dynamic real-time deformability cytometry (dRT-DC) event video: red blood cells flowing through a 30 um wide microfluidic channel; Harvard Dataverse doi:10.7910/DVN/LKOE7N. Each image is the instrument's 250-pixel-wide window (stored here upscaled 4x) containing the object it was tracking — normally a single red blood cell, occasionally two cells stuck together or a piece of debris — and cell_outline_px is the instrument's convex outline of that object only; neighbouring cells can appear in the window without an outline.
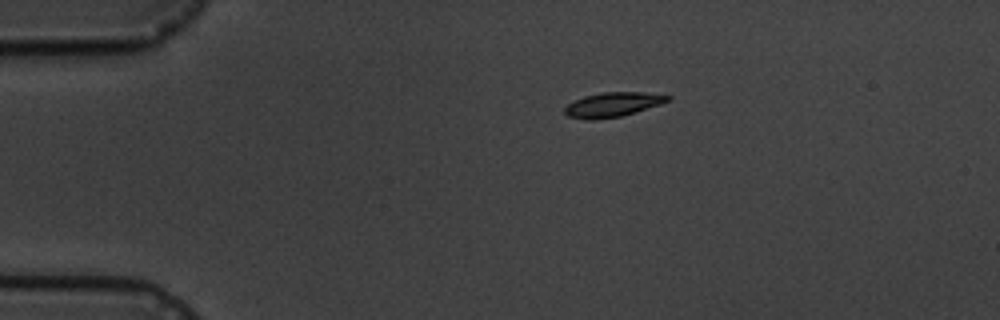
{"species": "common noctule bat (a hibernating species)", "species_latin": "Nyctalus noctula", "temperature_condition": "cold", "stored_images_in_passage": 6, "camera_frame_rate_fps": 3000, "um_per_image_px": 0.085, "animal": {"sex": "male", "body_mass_g": 19.5, "forearm_length_mm": 54.6}, "frame": {"image": 1, "passage_image": 1, "time_ms": 0.0, "image_size_px": [1000, 320], "cell_outline_px": [[672, 100], [636, 112], [620, 116], [592, 120], [588, 120], [568, 116], [564, 112], [564, 108], [568, 104], [584, 96], [600, 92], [640, 92], [672, 96]], "centroid_in_image_um": [52.09, 8.88], "position_along_channel_um": 32.9, "area_um2": 14.62}}
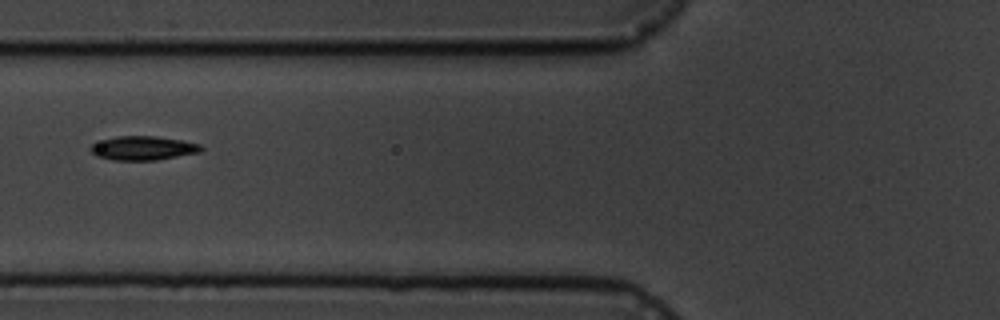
{"frame": {"image": 2, "passage_image": 4, "time_ms": 3.667, "image_size_px": [1000, 320], "cell_outline_px": [[204, 148], [200, 152], [156, 160], [112, 160], [96, 156], [88, 148], [92, 144], [116, 136], [156, 136], [180, 140], [200, 144]], "centroid_in_image_um": [12.15, 12.59], "position_along_channel_um": 113.6, "area_um2": 15.37}}
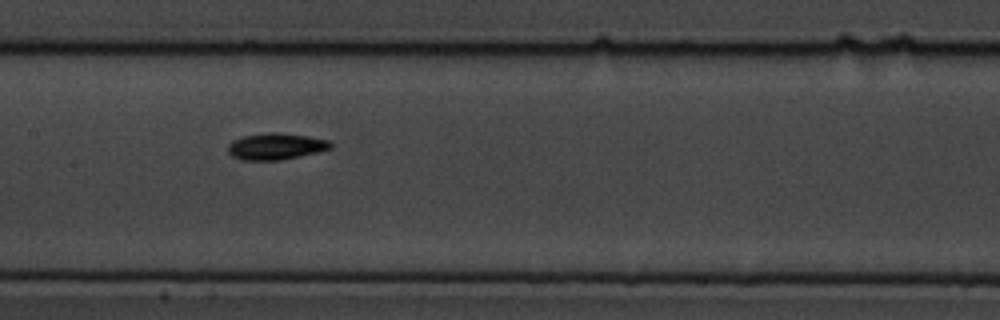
{"frame": {"image": 3, "passage_image": 6, "time_ms": 5.667, "image_size_px": [1000, 320], "cell_outline_px": [[332, 148], [300, 156], [280, 160], [244, 160], [232, 156], [228, 152], [228, 144], [232, 140], [244, 136], [268, 132], [276, 132], [308, 136], [328, 140], [332, 144]], "centroid_in_image_um": [23.43, 12.44], "position_along_channel_um": 184.0, "area_um2": 15.78}}